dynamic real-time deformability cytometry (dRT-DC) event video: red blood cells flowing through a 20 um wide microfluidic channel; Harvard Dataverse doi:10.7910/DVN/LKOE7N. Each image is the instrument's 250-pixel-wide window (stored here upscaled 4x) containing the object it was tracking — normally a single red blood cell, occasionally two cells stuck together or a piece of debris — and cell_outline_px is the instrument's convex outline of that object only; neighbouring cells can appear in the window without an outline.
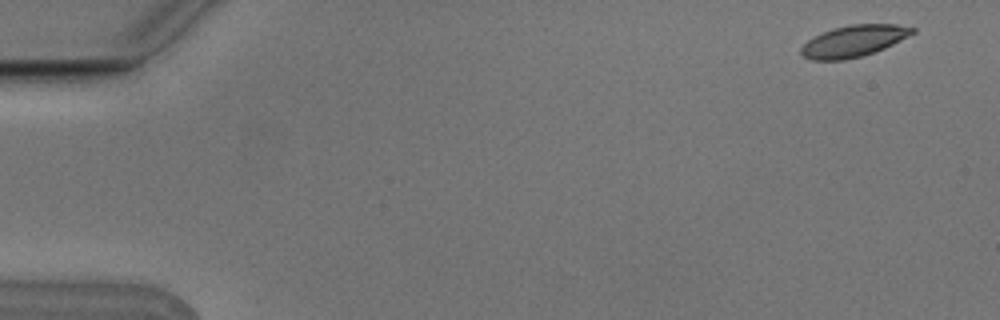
{"species": "Egyptian fruit bat (a non-hibernating species)", "species_latin": "Rousettus aegyptiacus", "temperature_condition": "cold", "stored_images_in_passage": 6, "camera_frame_rate_fps": 3000, "um_per_image_px": 0.085, "animal": {"sex": "male"}, "frame": {"image": 1, "passage_image": 1, "time_ms": 0.0, "image_size_px": [1000, 320], "cell_outline_px": [[916, 32], [884, 48], [860, 56], [844, 60], [812, 60], [804, 56], [800, 52], [800, 48], [808, 40], [832, 28], [848, 24], [896, 24], [916, 28]], "centroid_in_image_um": [72.56, 3.48], "position_along_channel_um": 12.4, "area_um2": 20.23}}
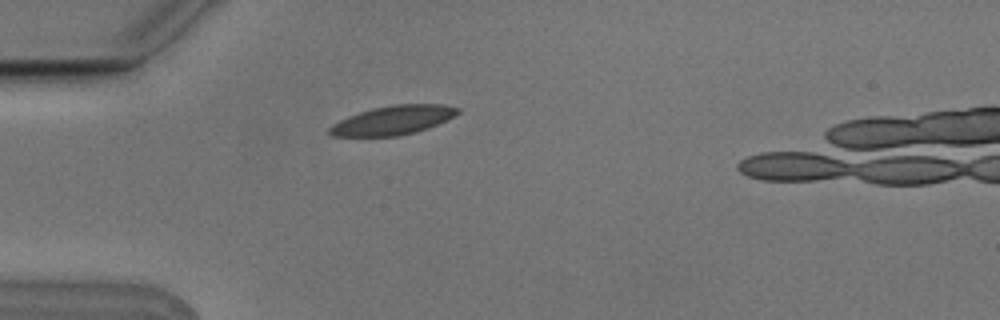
{"frame": {"image": 2, "passage_image": 4, "time_ms": 1.0, "image_size_px": [1000, 320], "cell_outline_px": [[460, 112], [428, 128], [416, 132], [396, 136], [332, 136], [328, 132], [328, 128], [332, 124], [348, 116], [372, 108], [392, 104], [444, 104], [460, 108]], "centroid_in_image_um": [33.38, 10.21], "position_along_channel_um": 51.6, "area_um2": 21.56}}